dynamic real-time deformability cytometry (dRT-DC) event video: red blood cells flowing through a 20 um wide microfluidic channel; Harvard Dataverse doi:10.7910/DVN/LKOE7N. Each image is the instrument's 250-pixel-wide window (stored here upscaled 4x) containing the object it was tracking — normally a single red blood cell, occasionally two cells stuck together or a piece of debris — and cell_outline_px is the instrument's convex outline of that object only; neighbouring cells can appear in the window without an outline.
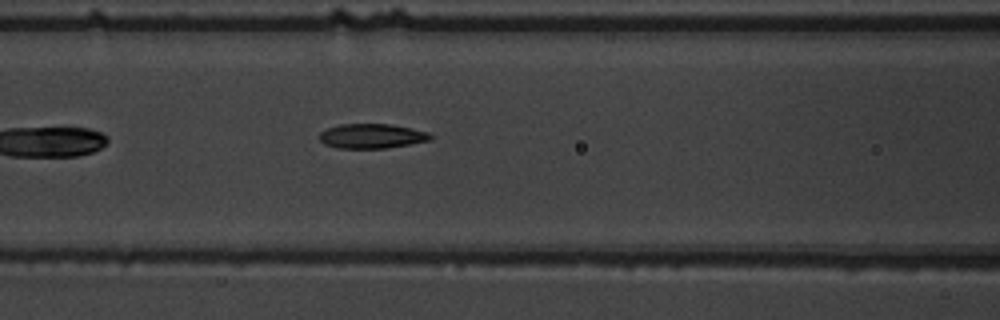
{"species": "common noctule bat (a hibernating species)", "species_latin": "Nyctalus noctula", "temperature_condition": "warm", "stored_images_in_passage": 5, "camera_frame_rate_fps": 3000, "um_per_image_px": 0.085, "animal": {"sex": "male", "body_mass_g": 19.5, "forearm_length_mm": 54.6}, "frame": {"image": 1, "passage_image": 5, "time_ms": 5.667, "image_size_px": [1000, 320], "cell_outline_px": [[432, 136], [428, 140], [408, 144], [384, 148], [336, 148], [324, 144], [320, 140], [320, 132], [328, 128], [340, 124], [392, 124], [428, 132]], "centroid_in_image_um": [31.55, 11.56], "position_along_channel_um": 135.0, "area_um2": 15.72}}